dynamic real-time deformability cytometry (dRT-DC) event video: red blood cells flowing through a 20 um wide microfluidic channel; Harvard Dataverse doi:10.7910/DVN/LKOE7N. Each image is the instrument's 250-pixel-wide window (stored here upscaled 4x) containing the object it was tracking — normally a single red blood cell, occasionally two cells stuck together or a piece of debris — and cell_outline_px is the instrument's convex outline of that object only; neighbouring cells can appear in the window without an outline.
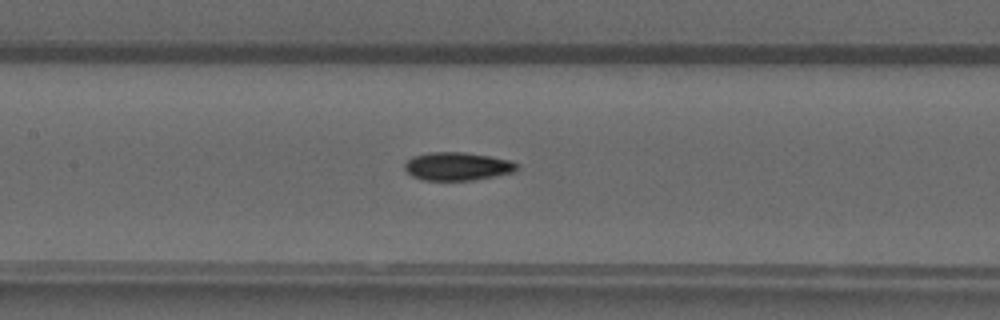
{"species": "common noctule bat (a hibernating species)", "species_latin": "Nyctalus noctula", "temperature_condition": "warm", "stored_images_in_passage": 35, "camera_frame_rate_fps": 3000, "um_per_image_px": 0.085, "animal": {"sex": "male", "forearm_length_mm": 52.5}, "frame": {"image": 1, "passage_image": 20, "time_ms": 6.333, "image_size_px": [1000, 320], "cell_outline_px": [[520, 168], [516, 172], [472, 180], [424, 180], [412, 176], [404, 168], [404, 164], [412, 156], [432, 152], [464, 152], [488, 156], [508, 160], [520, 164]], "centroid_in_image_um": [38.91, 14.14], "position_along_channel_um": 168.5, "area_um2": 18.44}}
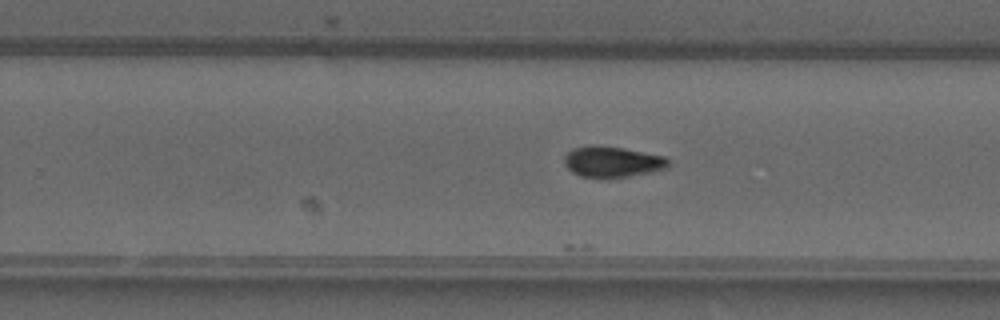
{"frame": {"image": 2, "passage_image": 28, "time_ms": 9.0, "image_size_px": [1000, 320], "cell_outline_px": [[672, 160], [668, 168], [652, 172], [604, 180], [600, 180], [580, 176], [572, 172], [564, 164], [564, 156], [568, 152], [576, 148], [624, 148], [664, 156]], "centroid_in_image_um": [52.11, 13.83], "position_along_channel_um": 277.7, "area_um2": 18.61}}
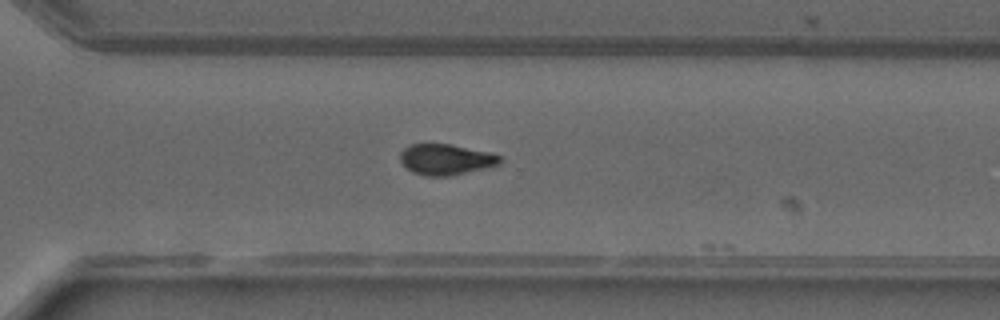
{"frame": {"image": 3, "passage_image": 32, "time_ms": 10.333, "image_size_px": [1000, 320], "cell_outline_px": [[500, 164], [488, 168], [448, 176], [424, 176], [412, 172], [400, 160], [400, 152], [408, 144], [452, 144], [488, 152], [500, 156]], "centroid_in_image_um": [37.89, 13.55], "position_along_channel_um": 332.7, "area_um2": 17.92}}